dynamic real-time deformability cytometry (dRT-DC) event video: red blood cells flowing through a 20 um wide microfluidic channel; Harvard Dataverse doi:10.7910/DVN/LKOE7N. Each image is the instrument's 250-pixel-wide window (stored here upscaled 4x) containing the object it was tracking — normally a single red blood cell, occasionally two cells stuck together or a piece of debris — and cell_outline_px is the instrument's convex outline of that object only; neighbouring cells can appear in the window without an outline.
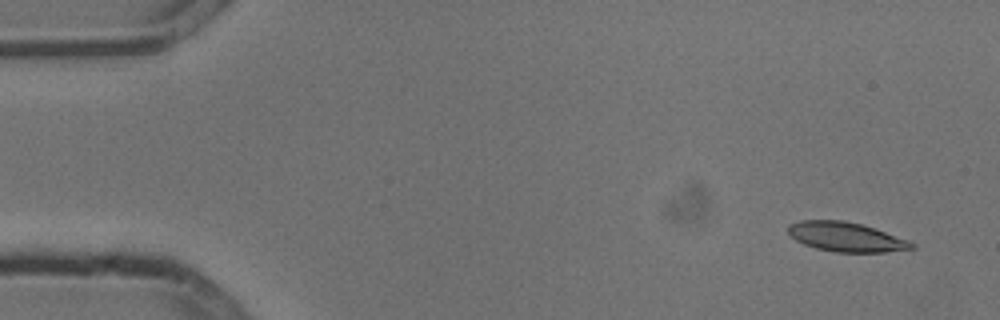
{"species": "common noctule bat (a hibernating species)", "species_latin": "Nyctalus noctula", "temperature_condition": "cold", "stored_images_in_passage": 14, "camera_frame_rate_fps": 3000, "um_per_image_px": 0.085, "animal": {"sex": "male", "body_mass_g": 13.3}, "frame": {"image": 1, "passage_image": 1, "time_ms": 0.0, "image_size_px": [1000, 320], "cell_outline_px": [[916, 248], [884, 252], [836, 252], [816, 248], [804, 244], [796, 240], [788, 232], [788, 224], [800, 220], [844, 220], [860, 224], [908, 240], [916, 244]], "centroid_in_image_um": [71.89, 20.14], "position_along_channel_um": 13.1, "area_um2": 20.98}}
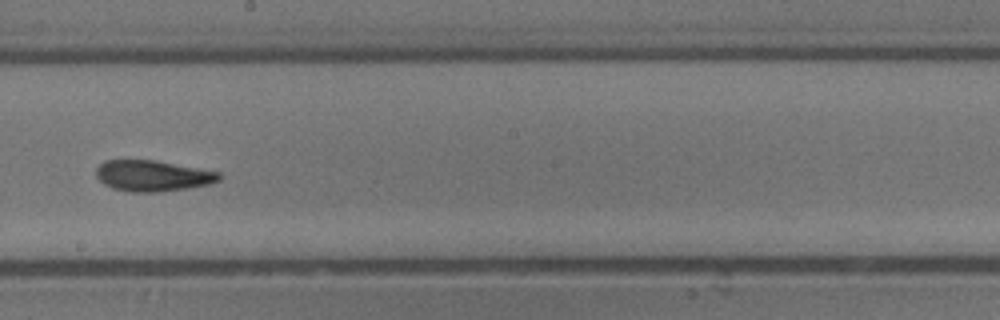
{"frame": {"image": 2, "passage_image": 8, "time_ms": 2.333, "image_size_px": [1000, 320], "cell_outline_px": [[224, 176], [220, 180], [208, 184], [188, 188], [160, 192], [132, 192], [112, 188], [104, 184], [96, 176], [96, 168], [104, 160], [156, 160], [200, 168], [220, 172]], "centroid_in_image_um": [13.0, 14.94], "position_along_channel_um": 235.2, "area_um2": 22.37}}
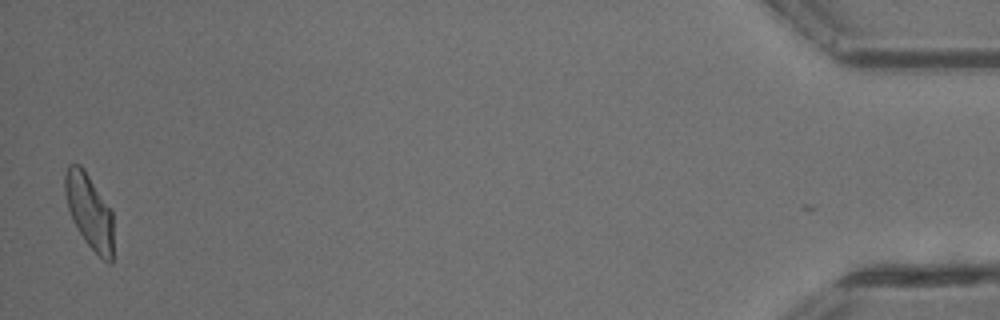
{"frame": {"image": 3, "passage_image": 14, "time_ms": 4.333, "image_size_px": [1000, 320], "cell_outline_px": [[112, 264], [108, 264], [84, 240], [72, 220], [68, 208], [64, 192], [64, 176], [68, 164], [80, 164], [84, 168], [112, 212]], "centroid_in_image_um": [7.56, 17.93], "position_along_channel_um": 427.6, "area_um2": 20.87}}